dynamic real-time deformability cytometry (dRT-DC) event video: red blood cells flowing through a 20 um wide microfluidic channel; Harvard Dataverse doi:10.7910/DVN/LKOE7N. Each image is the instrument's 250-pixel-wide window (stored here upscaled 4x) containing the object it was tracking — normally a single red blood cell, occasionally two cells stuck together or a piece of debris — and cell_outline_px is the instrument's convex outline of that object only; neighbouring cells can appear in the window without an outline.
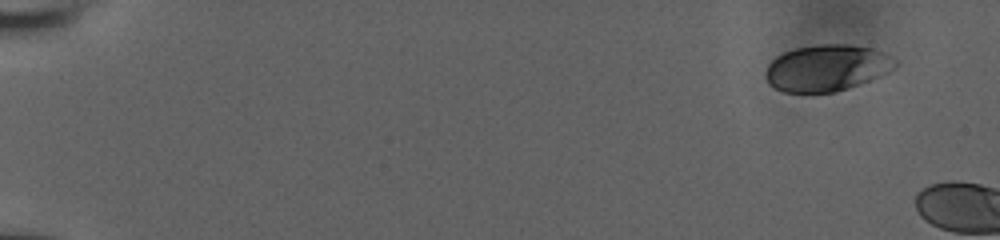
{"species": "human", "species_latin": "Homo sapiens", "temperature_condition": "room temperature", "stored_images_in_passage": 8, "camera_frame_rate_fps": 3000, "um_per_image_px": 0.085, "donor": {"sex": "male"}, "frame": {"image": 1, "passage_image": 1, "time_ms": 0.0, "image_size_px": [1000, 240], "cell_outline_px": [[900, 64], [888, 72], [860, 84], [836, 92], [784, 92], [768, 84], [764, 76], [768, 64], [776, 56], [784, 52], [796, 48], [820, 44], [848, 44], [872, 48], [884, 52], [900, 60]], "centroid_in_image_um": [70.31, 5.76], "position_along_channel_um": 14.7, "area_um2": 35.37}}